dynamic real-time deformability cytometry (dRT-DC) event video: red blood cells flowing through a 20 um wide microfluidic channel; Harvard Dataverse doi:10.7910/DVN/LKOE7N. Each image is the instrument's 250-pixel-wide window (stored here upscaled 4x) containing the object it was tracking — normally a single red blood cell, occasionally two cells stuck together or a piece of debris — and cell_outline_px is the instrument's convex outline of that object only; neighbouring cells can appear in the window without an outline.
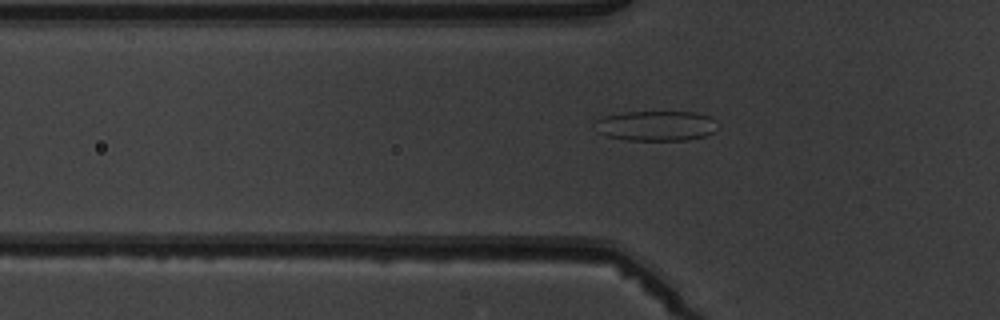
{"species": "common noctule bat (a hibernating species)", "species_latin": "Nyctalus noctula", "temperature_condition": "warm", "stored_images_in_passage": 4, "camera_frame_rate_fps": 3000, "um_per_image_px": 0.085, "animal": {"sex": "male", "body_mass_g": 19.5, "forearm_length_mm": 54.6}, "frame": {"image": 1, "passage_image": 4, "time_ms": 4.667, "image_size_px": [1000, 320], "cell_outline_px": [[720, 124], [712, 132], [704, 136], [688, 140], [628, 140], [604, 136], [596, 132], [596, 120], [604, 116], [624, 112], [696, 112], [712, 116]], "centroid_in_image_um": [55.79, 10.69], "position_along_channel_um": 70.0, "area_um2": 21.79}}